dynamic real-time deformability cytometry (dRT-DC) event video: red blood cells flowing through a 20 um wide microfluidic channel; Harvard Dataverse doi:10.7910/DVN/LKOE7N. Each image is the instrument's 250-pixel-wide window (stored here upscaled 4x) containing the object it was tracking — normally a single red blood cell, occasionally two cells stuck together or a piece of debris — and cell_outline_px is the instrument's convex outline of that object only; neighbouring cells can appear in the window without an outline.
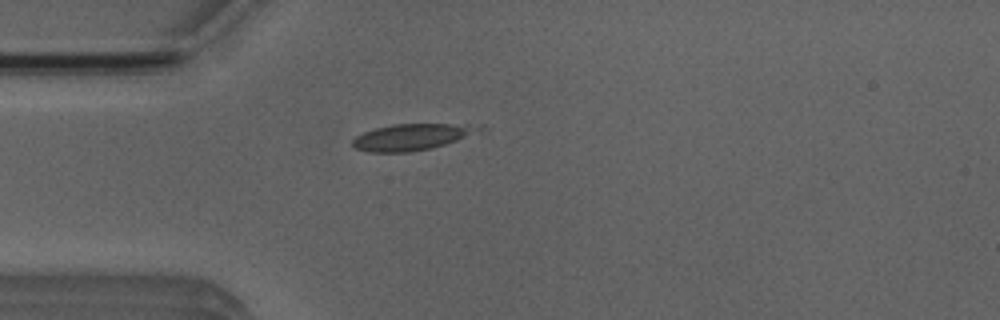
{"species": "Egyptian fruit bat (a non-hibernating species)", "species_latin": "Rousettus aegyptiacus", "temperature_condition": "room temperature", "stored_images_in_passage": 6, "camera_frame_rate_fps": 3000, "um_per_image_px": 0.085, "animal": {"sex": "male"}, "frame": {"image": 1, "passage_image": 1, "time_ms": 0.0, "image_size_px": [1000, 320], "cell_outline_px": [[488, 128], [456, 140], [432, 148], [408, 152], [368, 152], [356, 148], [352, 144], [352, 140], [356, 136], [364, 132], [376, 128], [392, 124], [484, 124]], "centroid_in_image_um": [35.06, 11.63], "position_along_channel_um": 49.9, "area_um2": 19.48}}